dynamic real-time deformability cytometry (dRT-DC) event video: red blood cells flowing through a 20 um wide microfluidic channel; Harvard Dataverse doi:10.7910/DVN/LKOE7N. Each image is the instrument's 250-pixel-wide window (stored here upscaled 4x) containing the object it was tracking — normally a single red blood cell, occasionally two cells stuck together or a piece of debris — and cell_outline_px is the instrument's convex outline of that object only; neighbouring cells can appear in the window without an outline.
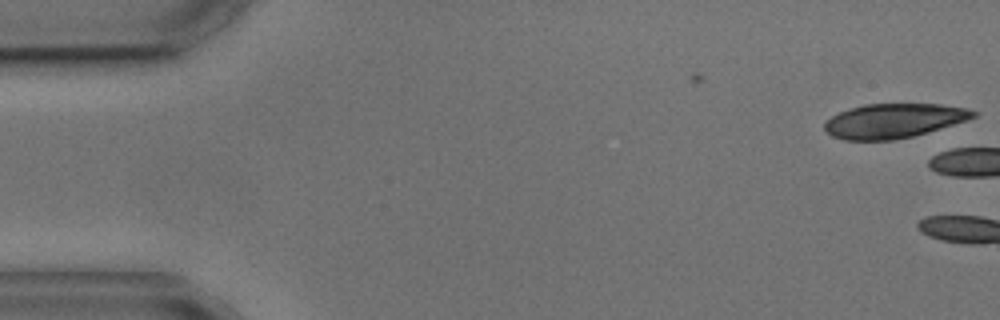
{"species": "common noctule bat (a hibernating species)", "species_latin": "Nyctalus noctula", "temperature_condition": "cold", "stored_images_in_passage": 2, "camera_frame_rate_fps": 3000, "um_per_image_px": 0.085, "animal": {"sex": "male", "body_mass_g": 17.9, "forearm_length_mm": 54.2}, "frame": {"image": 1, "passage_image": 2, "time_ms": 1.0, "image_size_px": [1000, 320], "cell_outline_px": [[976, 116], [968, 120], [912, 136], [896, 140], [844, 140], [832, 136], [824, 128], [824, 124], [832, 116], [840, 112], [864, 104], [940, 104], [968, 108], [976, 112]], "centroid_in_image_um": [75.98, 10.26], "position_along_channel_um": 9.0, "area_um2": 29.59}}